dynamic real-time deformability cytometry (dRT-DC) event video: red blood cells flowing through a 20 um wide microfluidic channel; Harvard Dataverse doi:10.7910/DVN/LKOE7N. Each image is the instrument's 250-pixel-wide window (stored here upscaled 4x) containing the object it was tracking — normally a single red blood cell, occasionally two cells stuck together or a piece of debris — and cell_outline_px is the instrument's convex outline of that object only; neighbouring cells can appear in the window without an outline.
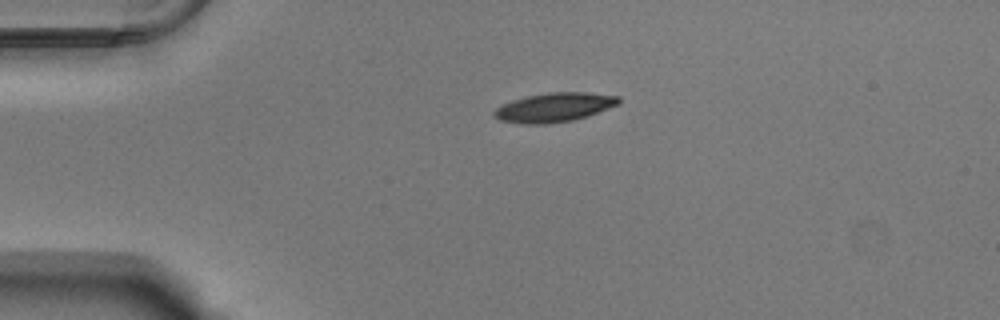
{"species": "Egyptian fruit bat (a non-hibernating species)", "species_latin": "Rousettus aegyptiacus", "temperature_condition": "warm", "stored_images_in_passage": 43, "camera_frame_rate_fps": 3000, "um_per_image_px": 0.085, "animal": {"sex": "male"}, "frame": {"image": 1, "passage_image": 1, "time_ms": 0.0, "image_size_px": [1000, 320], "cell_outline_px": [[620, 104], [588, 116], [572, 120], [548, 124], [524, 124], [500, 120], [492, 116], [492, 112], [496, 108], [512, 100], [528, 96], [548, 92], [584, 92], [620, 96]], "centroid_in_image_um": [47.12, 9.13], "position_along_channel_um": 37.9, "area_um2": 21.21}}
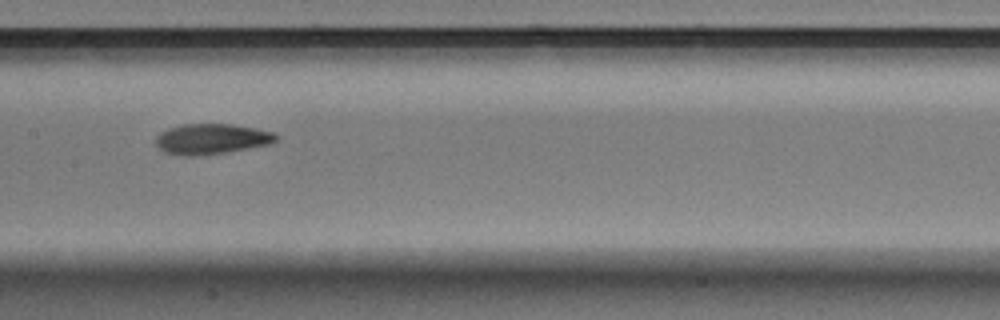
{"frame": {"image": 2, "passage_image": 16, "time_ms": 5.0, "image_size_px": [1000, 320], "cell_outline_px": [[280, 136], [276, 140], [268, 144], [228, 152], [200, 156], [184, 156], [164, 152], [156, 144], [156, 136], [160, 132], [168, 128], [184, 124], [232, 124], [256, 128], [272, 132]], "centroid_in_image_um": [17.97, 11.81], "position_along_channel_um": 189.4, "area_um2": 21.39}}
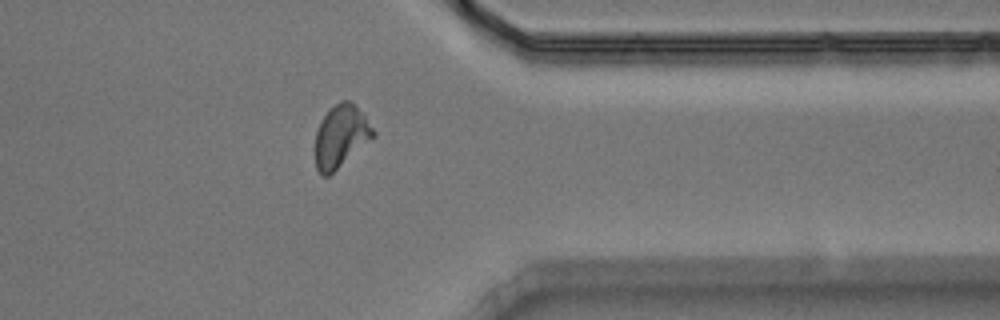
{"frame": {"image": 3, "passage_image": 32, "time_ms": 10.333, "image_size_px": [1000, 320], "cell_outline_px": [[376, 136], [328, 176], [324, 176], [316, 168], [316, 132], [324, 116], [340, 100], [348, 100], [364, 116], [376, 132]], "centroid_in_image_um": [28.99, 11.6], "position_along_channel_um": 382.4, "area_um2": 20.46}, "authors_computed_cell_mechanics": {"area_um2": 20.9236, "velocity_mm_per_s": 3.7718, "shape_relaxation_time_tau1_ms": 6.6796, "shape_relaxation_time_tau2_ms": 2.4244, "deformation_change_tau1": 0.2113, "deformation_change_tau2": 0.0948}}